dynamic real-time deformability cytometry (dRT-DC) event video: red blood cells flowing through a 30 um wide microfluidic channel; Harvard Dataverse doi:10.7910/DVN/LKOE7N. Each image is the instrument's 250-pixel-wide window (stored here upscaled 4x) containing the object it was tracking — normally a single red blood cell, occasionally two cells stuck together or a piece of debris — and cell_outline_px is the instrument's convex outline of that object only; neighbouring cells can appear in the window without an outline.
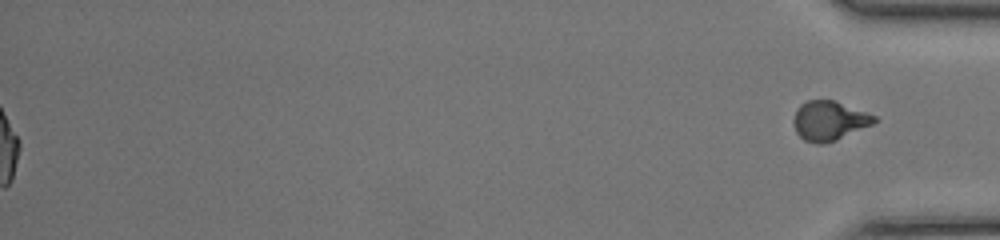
{"species": "common noctule bat (a hibernating species)", "species_latin": "Nyctalus noctula", "temperature_condition": "room temperature", "stored_images_in_passage": 37, "segment_of_instrument_passage": [2, 2], "camera_frame_rate_fps": 3000, "um_per_image_px": 0.085, "animal": {"sex": "female", "body_mass_g": 17.0, "forearm_length_mm": 48.0}, "frame": {"image": 1, "passage_image": 37, "time_ms": 12.0, "image_size_px": [1000, 240], "cell_outline_px": [[876, 120], [872, 124], [836, 140], [824, 144], [816, 144], [804, 140], [796, 132], [792, 120], [796, 108], [800, 104], [808, 100], [836, 100], [876, 116]], "centroid_in_image_um": [70.44, 10.25], "position_along_channel_um": 364.8, "area_um2": 18.61}}